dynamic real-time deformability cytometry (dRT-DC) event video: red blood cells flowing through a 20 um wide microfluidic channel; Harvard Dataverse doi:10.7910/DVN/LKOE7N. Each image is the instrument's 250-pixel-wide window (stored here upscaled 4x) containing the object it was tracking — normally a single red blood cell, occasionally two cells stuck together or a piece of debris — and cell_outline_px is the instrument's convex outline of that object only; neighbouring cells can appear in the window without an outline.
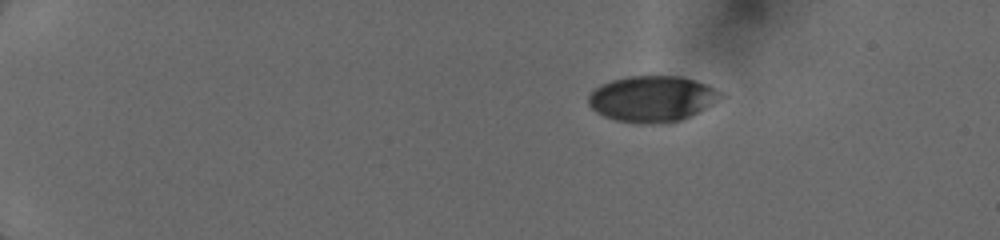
{"species": "human", "species_latin": "Homo sapiens", "temperature_condition": "cold", "stored_images_in_passage": 16, "camera_frame_rate_fps": 3000, "um_per_image_px": 0.085, "donor": {"sex": "female"}, "frame": {"image": 1, "passage_image": 1, "time_ms": 0.0, "image_size_px": [1000, 240], "cell_outline_px": [[728, 96], [680, 120], [668, 124], [640, 124], [616, 120], [604, 116], [596, 112], [588, 104], [588, 96], [596, 88], [612, 80], [628, 76], [680, 76], [696, 80]], "centroid_in_image_um": [55.44, 8.41], "position_along_channel_um": 29.6, "area_um2": 35.37}}
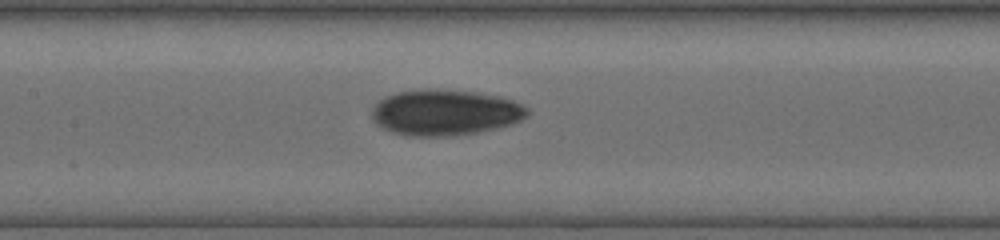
{"frame": {"image": 2, "passage_image": 10, "time_ms": 6.0, "image_size_px": [1000, 240], "cell_outline_px": [[528, 112], [520, 120], [512, 124], [496, 128], [476, 132], [452, 136], [404, 136], [380, 128], [372, 120], [372, 108], [384, 96], [396, 92], [428, 88], [436, 88], [472, 92], [500, 96], [512, 100], [528, 108]], "centroid_in_image_um": [37.77, 9.56], "position_along_channel_um": 169.6, "area_um2": 41.73}}
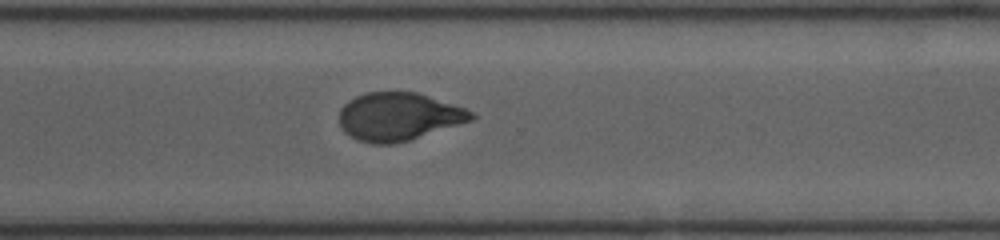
{"frame": {"image": 3, "passage_image": 16, "time_ms": 10.0, "image_size_px": [1000, 240], "cell_outline_px": [[476, 116], [472, 120], [408, 140], [392, 144], [372, 144], [356, 140], [344, 132], [340, 124], [340, 108], [348, 100], [356, 96], [368, 92], [416, 92], [464, 108], [472, 112]], "centroid_in_image_um": [33.83, 9.92], "position_along_channel_um": 336.8, "area_um2": 36.59}}